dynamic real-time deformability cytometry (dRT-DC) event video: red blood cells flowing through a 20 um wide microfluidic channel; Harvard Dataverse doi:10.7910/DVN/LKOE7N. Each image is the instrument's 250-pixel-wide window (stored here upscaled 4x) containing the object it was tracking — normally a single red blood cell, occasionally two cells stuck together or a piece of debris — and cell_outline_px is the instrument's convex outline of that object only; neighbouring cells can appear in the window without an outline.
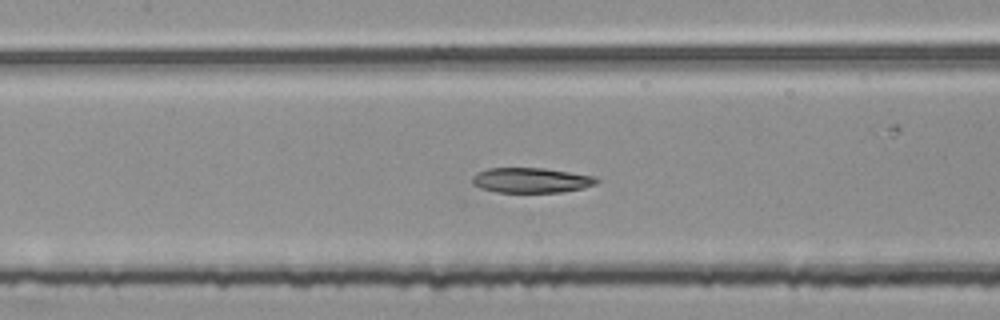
{"species": "common noctule bat (a hibernating species)", "species_latin": "Nyctalus noctula", "temperature_condition": "room temperature", "stored_images_in_passage": 54, "segment_of_instrument_passage": [2, 2], "camera_frame_rate_fps": 3000, "um_per_image_px": 0.085, "animal": {"sex": "female", "body_mass_g": 25.1}, "frame": {"image": 1, "passage_image": 25, "time_ms": 8.0, "image_size_px": [1000, 320], "cell_outline_px": [[600, 180], [596, 184], [584, 188], [560, 192], [496, 192], [480, 188], [472, 184], [472, 176], [476, 172], [488, 168], [544, 168], [596, 176]], "centroid_in_image_um": [45.15, 15.32], "position_along_channel_um": 162.3, "area_um2": 18.32}}
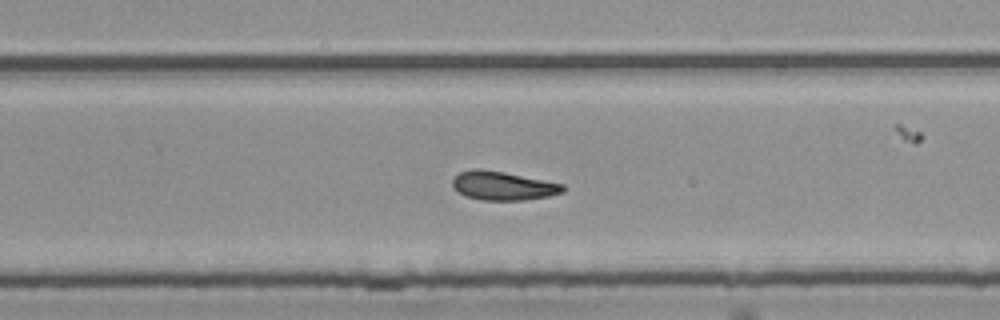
{"frame": {"image": 2, "passage_image": 35, "time_ms": 11.333, "image_size_px": [1000, 320], "cell_outline_px": [[568, 188], [564, 192], [548, 196], [524, 200], [480, 200], [468, 196], [452, 188], [452, 176], [460, 172], [472, 168], [480, 168], [504, 172], [564, 184]], "centroid_in_image_um": [42.75, 15.78], "position_along_channel_um": 287.1, "area_um2": 18.67}}
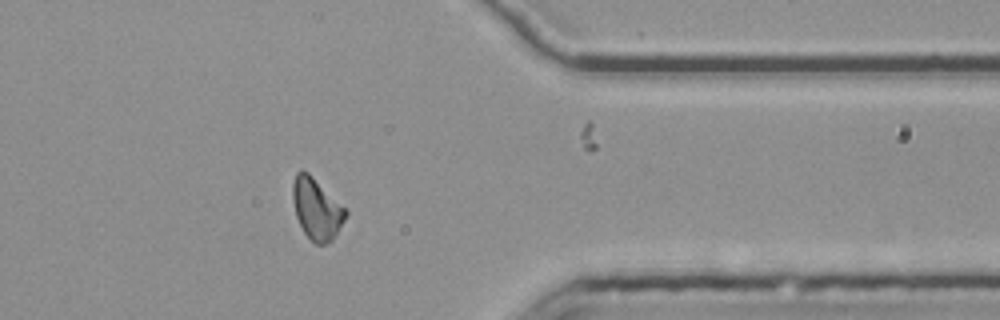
{"frame": {"image": 3, "passage_image": 44, "time_ms": 14.333, "image_size_px": [1000, 320], "cell_outline_px": [[348, 212], [344, 220], [332, 240], [324, 244], [316, 244], [304, 232], [296, 216], [292, 200], [292, 184], [296, 172], [300, 168], [308, 172], [348, 208]], "centroid_in_image_um": [26.92, 17.7], "position_along_channel_um": 384.5, "area_um2": 19.07}}